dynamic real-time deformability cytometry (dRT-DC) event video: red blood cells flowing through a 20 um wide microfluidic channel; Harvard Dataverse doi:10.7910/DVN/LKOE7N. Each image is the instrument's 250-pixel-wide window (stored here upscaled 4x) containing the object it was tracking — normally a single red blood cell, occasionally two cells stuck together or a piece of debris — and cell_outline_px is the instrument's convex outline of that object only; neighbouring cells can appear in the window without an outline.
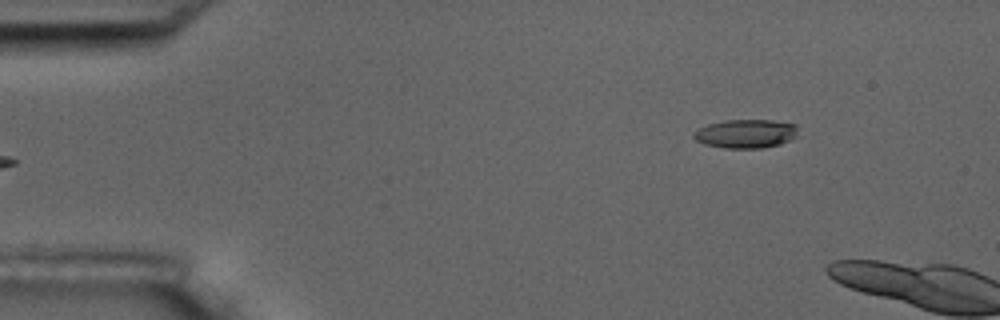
{"species": "common noctule bat (a hibernating species)", "species_latin": "Nyctalus noctula", "temperature_condition": "room temperature", "stored_images_in_passage": 6, "segment_of_instrument_passage": [2, 2], "camera_frame_rate_fps": 3000, "um_per_image_px": 0.085, "animal": {"sex": "male", "body_mass_g": 17.5, "forearm_length_mm": 52.3}, "frame": {"image": 1, "passage_image": 6, "time_ms": 5.667, "image_size_px": [1000, 320], "cell_outline_px": [[800, 136], [792, 140], [780, 144], [760, 148], [724, 148], [704, 144], [696, 140], [692, 136], [692, 132], [708, 124], [724, 120], [772, 120], [796, 124]], "centroid_in_image_um": [63.43, 11.36], "position_along_channel_um": 21.6, "area_um2": 17.74}}